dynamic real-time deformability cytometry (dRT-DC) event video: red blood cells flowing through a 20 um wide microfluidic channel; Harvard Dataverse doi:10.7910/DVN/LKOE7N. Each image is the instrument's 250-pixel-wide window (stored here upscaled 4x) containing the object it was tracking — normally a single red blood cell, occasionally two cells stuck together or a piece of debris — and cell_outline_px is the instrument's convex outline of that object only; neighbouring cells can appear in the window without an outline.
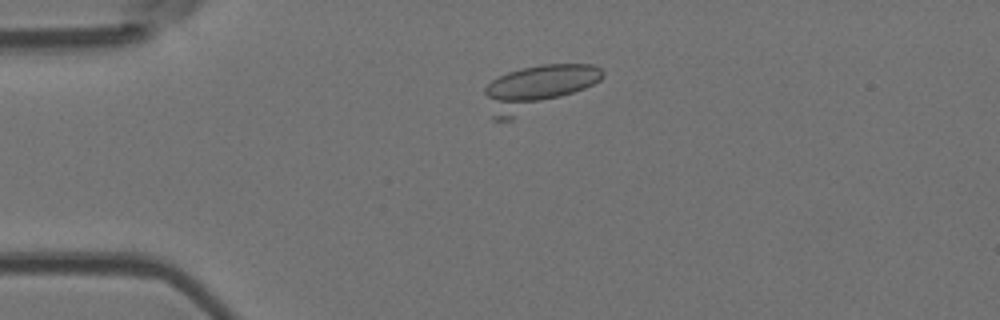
{"species": "Egyptian fruit bat (a non-hibernating species)", "species_latin": "Rousettus aegyptiacus", "temperature_condition": "room temperature", "stored_images_in_passage": 4, "camera_frame_rate_fps": 3000, "um_per_image_px": 0.085, "animal": {"sex": "female"}, "frame": {"image": 1, "passage_image": 3, "time_ms": 2.333, "image_size_px": [1000, 320], "cell_outline_px": [[604, 76], [600, 80], [584, 88], [512, 120], [492, 120], [484, 92], [484, 88], [492, 80], [508, 72], [524, 68], [544, 64], [592, 64], [600, 68], [604, 72]], "centroid_in_image_um": [45.61, 7.47], "position_along_channel_um": 39.4, "area_um2": 30.23}}